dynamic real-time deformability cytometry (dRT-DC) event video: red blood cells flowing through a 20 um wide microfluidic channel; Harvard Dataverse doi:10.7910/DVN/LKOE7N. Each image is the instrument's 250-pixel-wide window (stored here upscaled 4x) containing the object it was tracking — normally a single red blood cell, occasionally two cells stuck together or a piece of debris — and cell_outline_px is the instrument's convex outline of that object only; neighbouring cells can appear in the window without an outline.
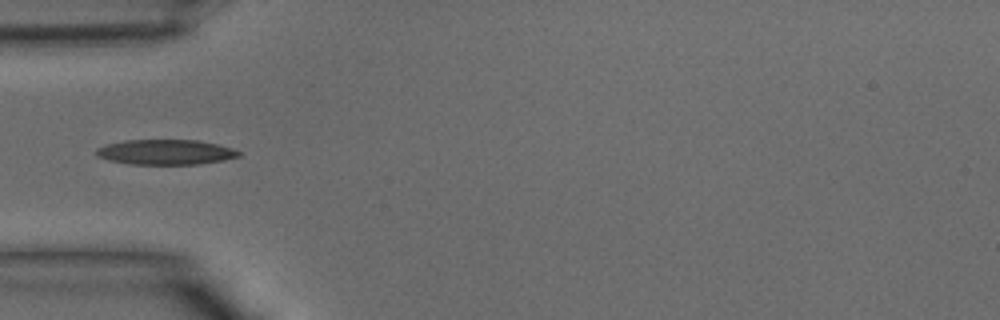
{"species": "common noctule bat (a hibernating species)", "species_latin": "Nyctalus noctula", "temperature_condition": "warm", "stored_images_in_passage": 39, "camera_frame_rate_fps": 3000, "um_per_image_px": 0.085, "animal": {"sex": "male", "body_mass_g": 15.6}, "frame": {"image": 1, "passage_image": 12, "time_ms": 3.667, "image_size_px": [1000, 320], "cell_outline_px": [[240, 156], [224, 160], [200, 164], [132, 164], [108, 160], [96, 156], [96, 148], [108, 144], [124, 140], [196, 140], [216, 144], [232, 148], [240, 152]], "centroid_in_image_um": [14.07, 12.93], "position_along_channel_um": 70.9, "area_um2": 20.75}}
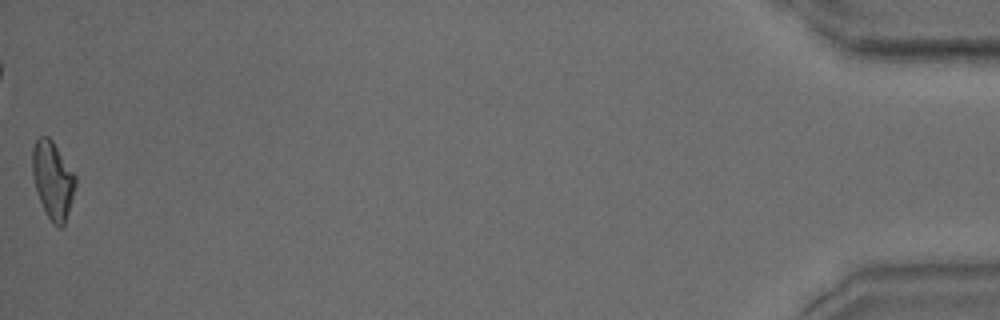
{"frame": {"image": 2, "passage_image": 39, "time_ms": 12.667, "image_size_px": [1000, 320], "cell_outline_px": [[76, 184], [64, 224], [60, 228], [52, 224], [40, 200], [32, 176], [32, 148], [36, 140], [40, 136], [48, 136], [52, 140], [76, 176]], "centroid_in_image_um": [4.47, 15.28], "position_along_channel_um": 430.7, "area_um2": 19.13}}